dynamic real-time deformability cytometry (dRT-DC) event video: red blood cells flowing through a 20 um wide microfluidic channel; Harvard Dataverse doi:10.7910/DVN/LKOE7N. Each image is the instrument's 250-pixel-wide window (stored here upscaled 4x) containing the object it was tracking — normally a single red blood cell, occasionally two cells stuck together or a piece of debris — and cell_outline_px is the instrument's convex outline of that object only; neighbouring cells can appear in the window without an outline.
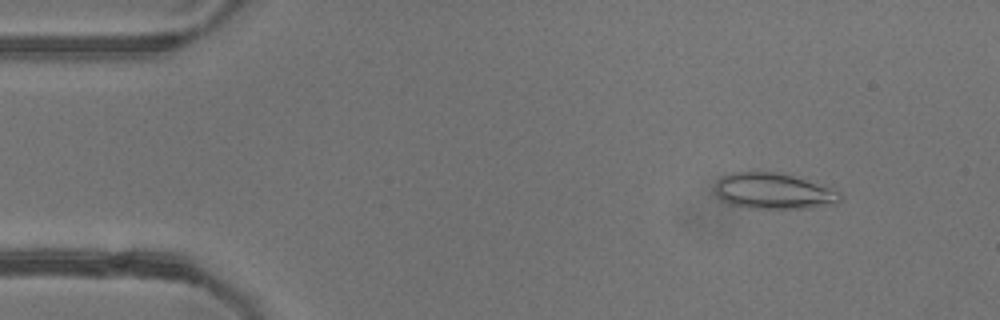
{"species": "common noctule bat (a hibernating species)", "species_latin": "Nyctalus noctula", "temperature_condition": "warm", "stored_images_in_passage": 52, "camera_frame_rate_fps": 3000, "um_per_image_px": 0.085, "animal": {"sex": "female"}, "frame": {"image": 1, "passage_image": 6, "time_ms": 1.667, "image_size_px": [1000, 320], "cell_outline_px": [[840, 200], [836, 204], [808, 208], [748, 208], [728, 204], [716, 192], [716, 184], [720, 176], [732, 172], [772, 172], [792, 176], [840, 192]], "centroid_in_image_um": [65.71, 16.26], "position_along_channel_um": 19.3, "area_um2": 25.66}}
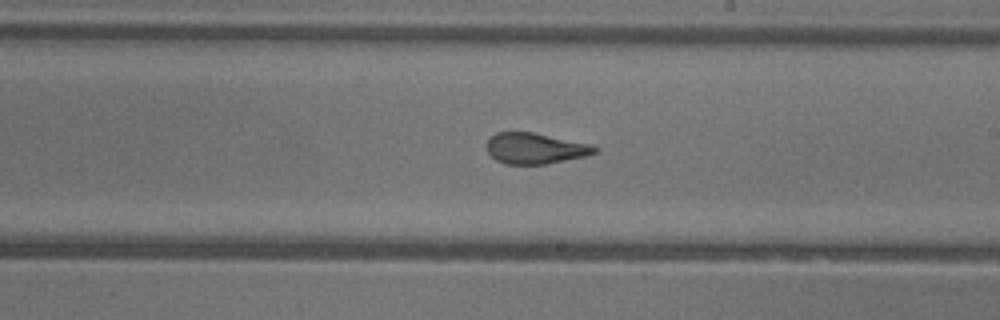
{"frame": {"image": 2, "passage_image": 30, "time_ms": 9.667, "image_size_px": [1000, 320], "cell_outline_px": [[600, 148], [596, 152], [588, 156], [544, 164], [504, 164], [496, 160], [488, 152], [484, 144], [496, 132], [532, 132], [592, 144]], "centroid_in_image_um": [45.5, 12.61], "position_along_channel_um": 243.5, "area_um2": 19.59}}
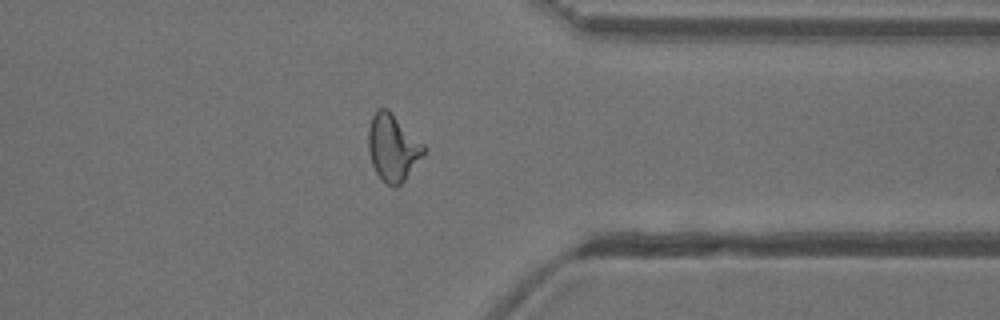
{"frame": {"image": 3, "passage_image": 41, "time_ms": 13.333, "image_size_px": [1000, 320], "cell_outline_px": [[424, 152], [404, 180], [396, 188], [388, 184], [376, 172], [372, 164], [368, 148], [368, 128], [372, 116], [380, 108], [388, 108], [424, 144]], "centroid_in_image_um": [33.36, 12.51], "position_along_channel_um": 378.0, "area_um2": 21.15}, "authors_computed_cell_mechanics": {"area_um2": 21.2126, "velocity_mm_per_s": 3.905, "shape_relaxation_time_tau1_ms": null, "shape_relaxation_time_tau2_ms": 1.2394, "deformation_change_tau1": null, "deformation_change_tau2": 0.0896}}